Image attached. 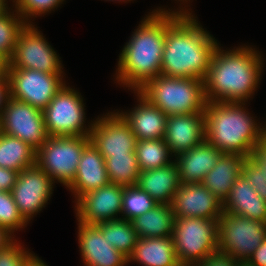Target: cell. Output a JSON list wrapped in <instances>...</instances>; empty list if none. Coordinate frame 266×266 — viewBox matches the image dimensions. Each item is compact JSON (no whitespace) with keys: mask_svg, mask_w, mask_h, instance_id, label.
<instances>
[{"mask_svg":"<svg viewBox=\"0 0 266 266\" xmlns=\"http://www.w3.org/2000/svg\"><path fill=\"white\" fill-rule=\"evenodd\" d=\"M13 238L15 237H12L2 227H0V249L7 245Z\"/></svg>","mask_w":266,"mask_h":266,"instance_id":"cell-41","label":"cell"},{"mask_svg":"<svg viewBox=\"0 0 266 266\" xmlns=\"http://www.w3.org/2000/svg\"><path fill=\"white\" fill-rule=\"evenodd\" d=\"M7 0H0V13L7 10V9H10L8 8V5L7 3H5Z\"/></svg>","mask_w":266,"mask_h":266,"instance_id":"cell-45","label":"cell"},{"mask_svg":"<svg viewBox=\"0 0 266 266\" xmlns=\"http://www.w3.org/2000/svg\"><path fill=\"white\" fill-rule=\"evenodd\" d=\"M242 173L258 195L266 201V137L252 148L250 157L244 160Z\"/></svg>","mask_w":266,"mask_h":266,"instance_id":"cell-29","label":"cell"},{"mask_svg":"<svg viewBox=\"0 0 266 266\" xmlns=\"http://www.w3.org/2000/svg\"><path fill=\"white\" fill-rule=\"evenodd\" d=\"M172 239L179 263L196 266L218 251V221L198 217L175 218Z\"/></svg>","mask_w":266,"mask_h":266,"instance_id":"cell-6","label":"cell"},{"mask_svg":"<svg viewBox=\"0 0 266 266\" xmlns=\"http://www.w3.org/2000/svg\"><path fill=\"white\" fill-rule=\"evenodd\" d=\"M90 143L89 136H49L36 151V165L55 183L68 188L77 172L84 148Z\"/></svg>","mask_w":266,"mask_h":266,"instance_id":"cell-7","label":"cell"},{"mask_svg":"<svg viewBox=\"0 0 266 266\" xmlns=\"http://www.w3.org/2000/svg\"><path fill=\"white\" fill-rule=\"evenodd\" d=\"M236 266H255V265L249 262L248 260H237Z\"/></svg>","mask_w":266,"mask_h":266,"instance_id":"cell-44","label":"cell"},{"mask_svg":"<svg viewBox=\"0 0 266 266\" xmlns=\"http://www.w3.org/2000/svg\"><path fill=\"white\" fill-rule=\"evenodd\" d=\"M110 1H114V0H110ZM115 1H119V2H120V1L122 2V1H123V2H126V1H130V0H115ZM131 1H132V0H131Z\"/></svg>","mask_w":266,"mask_h":266,"instance_id":"cell-46","label":"cell"},{"mask_svg":"<svg viewBox=\"0 0 266 266\" xmlns=\"http://www.w3.org/2000/svg\"><path fill=\"white\" fill-rule=\"evenodd\" d=\"M32 255L13 238L0 249V266H23Z\"/></svg>","mask_w":266,"mask_h":266,"instance_id":"cell-36","label":"cell"},{"mask_svg":"<svg viewBox=\"0 0 266 266\" xmlns=\"http://www.w3.org/2000/svg\"><path fill=\"white\" fill-rule=\"evenodd\" d=\"M84 106L81 94L65 85L42 111L48 136H89Z\"/></svg>","mask_w":266,"mask_h":266,"instance_id":"cell-9","label":"cell"},{"mask_svg":"<svg viewBox=\"0 0 266 266\" xmlns=\"http://www.w3.org/2000/svg\"><path fill=\"white\" fill-rule=\"evenodd\" d=\"M264 127H265V129H264V136L266 137V125Z\"/></svg>","mask_w":266,"mask_h":266,"instance_id":"cell-47","label":"cell"},{"mask_svg":"<svg viewBox=\"0 0 266 266\" xmlns=\"http://www.w3.org/2000/svg\"><path fill=\"white\" fill-rule=\"evenodd\" d=\"M248 261L255 266H266V239L251 254Z\"/></svg>","mask_w":266,"mask_h":266,"instance_id":"cell-40","label":"cell"},{"mask_svg":"<svg viewBox=\"0 0 266 266\" xmlns=\"http://www.w3.org/2000/svg\"><path fill=\"white\" fill-rule=\"evenodd\" d=\"M108 183L105 159L90 142L82 152L75 179L68 189L77 201L82 195Z\"/></svg>","mask_w":266,"mask_h":266,"instance_id":"cell-21","label":"cell"},{"mask_svg":"<svg viewBox=\"0 0 266 266\" xmlns=\"http://www.w3.org/2000/svg\"><path fill=\"white\" fill-rule=\"evenodd\" d=\"M64 73H43L33 69L8 68L10 97L44 110L66 85Z\"/></svg>","mask_w":266,"mask_h":266,"instance_id":"cell-10","label":"cell"},{"mask_svg":"<svg viewBox=\"0 0 266 266\" xmlns=\"http://www.w3.org/2000/svg\"><path fill=\"white\" fill-rule=\"evenodd\" d=\"M138 92L166 115L204 112L207 99L204 80L160 74Z\"/></svg>","mask_w":266,"mask_h":266,"instance_id":"cell-5","label":"cell"},{"mask_svg":"<svg viewBox=\"0 0 266 266\" xmlns=\"http://www.w3.org/2000/svg\"><path fill=\"white\" fill-rule=\"evenodd\" d=\"M236 264L237 260L233 256L217 251L205 257L196 266H236Z\"/></svg>","mask_w":266,"mask_h":266,"instance_id":"cell-37","label":"cell"},{"mask_svg":"<svg viewBox=\"0 0 266 266\" xmlns=\"http://www.w3.org/2000/svg\"><path fill=\"white\" fill-rule=\"evenodd\" d=\"M164 141L176 157L205 139V112L170 115Z\"/></svg>","mask_w":266,"mask_h":266,"instance_id":"cell-18","label":"cell"},{"mask_svg":"<svg viewBox=\"0 0 266 266\" xmlns=\"http://www.w3.org/2000/svg\"><path fill=\"white\" fill-rule=\"evenodd\" d=\"M52 179L36 164L19 172L10 191L19 213L29 222L42 210L53 193Z\"/></svg>","mask_w":266,"mask_h":266,"instance_id":"cell-14","label":"cell"},{"mask_svg":"<svg viewBox=\"0 0 266 266\" xmlns=\"http://www.w3.org/2000/svg\"><path fill=\"white\" fill-rule=\"evenodd\" d=\"M9 60L0 53V76L7 75Z\"/></svg>","mask_w":266,"mask_h":266,"instance_id":"cell-43","label":"cell"},{"mask_svg":"<svg viewBox=\"0 0 266 266\" xmlns=\"http://www.w3.org/2000/svg\"><path fill=\"white\" fill-rule=\"evenodd\" d=\"M0 132L19 138L36 151L49 137L42 110L12 97L0 117Z\"/></svg>","mask_w":266,"mask_h":266,"instance_id":"cell-12","label":"cell"},{"mask_svg":"<svg viewBox=\"0 0 266 266\" xmlns=\"http://www.w3.org/2000/svg\"><path fill=\"white\" fill-rule=\"evenodd\" d=\"M144 266H180L172 237L138 238L128 262Z\"/></svg>","mask_w":266,"mask_h":266,"instance_id":"cell-25","label":"cell"},{"mask_svg":"<svg viewBox=\"0 0 266 266\" xmlns=\"http://www.w3.org/2000/svg\"><path fill=\"white\" fill-rule=\"evenodd\" d=\"M175 218L198 217L219 220L223 202L202 183L181 184L171 200Z\"/></svg>","mask_w":266,"mask_h":266,"instance_id":"cell-16","label":"cell"},{"mask_svg":"<svg viewBox=\"0 0 266 266\" xmlns=\"http://www.w3.org/2000/svg\"><path fill=\"white\" fill-rule=\"evenodd\" d=\"M135 153L141 171L164 167L173 162L168 159L172 152L164 139L137 140Z\"/></svg>","mask_w":266,"mask_h":266,"instance_id":"cell-30","label":"cell"},{"mask_svg":"<svg viewBox=\"0 0 266 266\" xmlns=\"http://www.w3.org/2000/svg\"><path fill=\"white\" fill-rule=\"evenodd\" d=\"M165 9H156L142 19L118 60V84L140 90L161 74L165 44Z\"/></svg>","mask_w":266,"mask_h":266,"instance_id":"cell-3","label":"cell"},{"mask_svg":"<svg viewBox=\"0 0 266 266\" xmlns=\"http://www.w3.org/2000/svg\"><path fill=\"white\" fill-rule=\"evenodd\" d=\"M136 185L158 204H170L181 185L178 166L174 161L164 167L141 171Z\"/></svg>","mask_w":266,"mask_h":266,"instance_id":"cell-23","label":"cell"},{"mask_svg":"<svg viewBox=\"0 0 266 266\" xmlns=\"http://www.w3.org/2000/svg\"><path fill=\"white\" fill-rule=\"evenodd\" d=\"M137 99L140 102L129 112H117L130 126L137 140L163 139L167 126V118L162 110L151 104L138 91Z\"/></svg>","mask_w":266,"mask_h":266,"instance_id":"cell-19","label":"cell"},{"mask_svg":"<svg viewBox=\"0 0 266 266\" xmlns=\"http://www.w3.org/2000/svg\"><path fill=\"white\" fill-rule=\"evenodd\" d=\"M27 24L16 10L11 12L7 9L0 13V53L8 60L13 55L19 34Z\"/></svg>","mask_w":266,"mask_h":266,"instance_id":"cell-32","label":"cell"},{"mask_svg":"<svg viewBox=\"0 0 266 266\" xmlns=\"http://www.w3.org/2000/svg\"><path fill=\"white\" fill-rule=\"evenodd\" d=\"M245 159L244 155L223 153L214 168L205 175L202 184L224 202L232 185L242 174Z\"/></svg>","mask_w":266,"mask_h":266,"instance_id":"cell-24","label":"cell"},{"mask_svg":"<svg viewBox=\"0 0 266 266\" xmlns=\"http://www.w3.org/2000/svg\"><path fill=\"white\" fill-rule=\"evenodd\" d=\"M122 198L123 186L111 182L82 195L75 201L78 222L96 225L118 219L117 214H120L122 210Z\"/></svg>","mask_w":266,"mask_h":266,"instance_id":"cell-15","label":"cell"},{"mask_svg":"<svg viewBox=\"0 0 266 266\" xmlns=\"http://www.w3.org/2000/svg\"><path fill=\"white\" fill-rule=\"evenodd\" d=\"M217 40L198 24L184 7L165 11V44L161 74L176 78L204 80Z\"/></svg>","mask_w":266,"mask_h":266,"instance_id":"cell-1","label":"cell"},{"mask_svg":"<svg viewBox=\"0 0 266 266\" xmlns=\"http://www.w3.org/2000/svg\"><path fill=\"white\" fill-rule=\"evenodd\" d=\"M45 39L32 23L27 24L19 34L8 68L63 73L59 55Z\"/></svg>","mask_w":266,"mask_h":266,"instance_id":"cell-11","label":"cell"},{"mask_svg":"<svg viewBox=\"0 0 266 266\" xmlns=\"http://www.w3.org/2000/svg\"><path fill=\"white\" fill-rule=\"evenodd\" d=\"M108 180L122 186L136 185L139 169L136 153L111 155L105 159Z\"/></svg>","mask_w":266,"mask_h":266,"instance_id":"cell-31","label":"cell"},{"mask_svg":"<svg viewBox=\"0 0 266 266\" xmlns=\"http://www.w3.org/2000/svg\"><path fill=\"white\" fill-rule=\"evenodd\" d=\"M36 164V150L17 137L0 132V167L21 172Z\"/></svg>","mask_w":266,"mask_h":266,"instance_id":"cell-27","label":"cell"},{"mask_svg":"<svg viewBox=\"0 0 266 266\" xmlns=\"http://www.w3.org/2000/svg\"><path fill=\"white\" fill-rule=\"evenodd\" d=\"M18 174V171L0 167V190L10 192L17 181Z\"/></svg>","mask_w":266,"mask_h":266,"instance_id":"cell-38","label":"cell"},{"mask_svg":"<svg viewBox=\"0 0 266 266\" xmlns=\"http://www.w3.org/2000/svg\"><path fill=\"white\" fill-rule=\"evenodd\" d=\"M175 215L170 204H157L131 220L139 238L172 237Z\"/></svg>","mask_w":266,"mask_h":266,"instance_id":"cell-26","label":"cell"},{"mask_svg":"<svg viewBox=\"0 0 266 266\" xmlns=\"http://www.w3.org/2000/svg\"><path fill=\"white\" fill-rule=\"evenodd\" d=\"M27 224L28 222L19 213L11 192L0 190V227L13 237L14 230L22 229Z\"/></svg>","mask_w":266,"mask_h":266,"instance_id":"cell-34","label":"cell"},{"mask_svg":"<svg viewBox=\"0 0 266 266\" xmlns=\"http://www.w3.org/2000/svg\"><path fill=\"white\" fill-rule=\"evenodd\" d=\"M95 226L116 250L127 257L132 254L139 237L131 221L119 217L98 223Z\"/></svg>","mask_w":266,"mask_h":266,"instance_id":"cell-28","label":"cell"},{"mask_svg":"<svg viewBox=\"0 0 266 266\" xmlns=\"http://www.w3.org/2000/svg\"><path fill=\"white\" fill-rule=\"evenodd\" d=\"M158 203L137 185L123 186L122 210L123 219L131 221L147 211L151 210ZM125 214V215H124Z\"/></svg>","mask_w":266,"mask_h":266,"instance_id":"cell-33","label":"cell"},{"mask_svg":"<svg viewBox=\"0 0 266 266\" xmlns=\"http://www.w3.org/2000/svg\"><path fill=\"white\" fill-rule=\"evenodd\" d=\"M10 98L9 79L7 75L0 76V117Z\"/></svg>","mask_w":266,"mask_h":266,"instance_id":"cell-39","label":"cell"},{"mask_svg":"<svg viewBox=\"0 0 266 266\" xmlns=\"http://www.w3.org/2000/svg\"><path fill=\"white\" fill-rule=\"evenodd\" d=\"M245 103L210 102L205 107V139L222 153L250 157L254 145L264 137L244 107Z\"/></svg>","mask_w":266,"mask_h":266,"instance_id":"cell-4","label":"cell"},{"mask_svg":"<svg viewBox=\"0 0 266 266\" xmlns=\"http://www.w3.org/2000/svg\"><path fill=\"white\" fill-rule=\"evenodd\" d=\"M223 211L266 223V201L249 185L242 173L223 202Z\"/></svg>","mask_w":266,"mask_h":266,"instance_id":"cell-22","label":"cell"},{"mask_svg":"<svg viewBox=\"0 0 266 266\" xmlns=\"http://www.w3.org/2000/svg\"><path fill=\"white\" fill-rule=\"evenodd\" d=\"M219 47L214 51L204 78L206 99L210 102L245 103L261 80L262 56L249 46L230 51Z\"/></svg>","mask_w":266,"mask_h":266,"instance_id":"cell-2","label":"cell"},{"mask_svg":"<svg viewBox=\"0 0 266 266\" xmlns=\"http://www.w3.org/2000/svg\"><path fill=\"white\" fill-rule=\"evenodd\" d=\"M223 153L206 139L175 158L181 184L202 183L205 175L214 168Z\"/></svg>","mask_w":266,"mask_h":266,"instance_id":"cell-20","label":"cell"},{"mask_svg":"<svg viewBox=\"0 0 266 266\" xmlns=\"http://www.w3.org/2000/svg\"><path fill=\"white\" fill-rule=\"evenodd\" d=\"M23 266H48L38 256L34 254L26 261Z\"/></svg>","mask_w":266,"mask_h":266,"instance_id":"cell-42","label":"cell"},{"mask_svg":"<svg viewBox=\"0 0 266 266\" xmlns=\"http://www.w3.org/2000/svg\"><path fill=\"white\" fill-rule=\"evenodd\" d=\"M78 241L85 266H126L128 257L116 250L95 225L78 223Z\"/></svg>","mask_w":266,"mask_h":266,"instance_id":"cell-17","label":"cell"},{"mask_svg":"<svg viewBox=\"0 0 266 266\" xmlns=\"http://www.w3.org/2000/svg\"><path fill=\"white\" fill-rule=\"evenodd\" d=\"M64 0H13V7L22 16V18L31 24L32 17L42 15L50 12L53 9H57ZM29 20V21H28Z\"/></svg>","mask_w":266,"mask_h":266,"instance_id":"cell-35","label":"cell"},{"mask_svg":"<svg viewBox=\"0 0 266 266\" xmlns=\"http://www.w3.org/2000/svg\"><path fill=\"white\" fill-rule=\"evenodd\" d=\"M266 239V223L222 212L218 220V251L248 260Z\"/></svg>","mask_w":266,"mask_h":266,"instance_id":"cell-8","label":"cell"},{"mask_svg":"<svg viewBox=\"0 0 266 266\" xmlns=\"http://www.w3.org/2000/svg\"><path fill=\"white\" fill-rule=\"evenodd\" d=\"M89 137L104 159L111 155L133 154L136 149V136L117 112L98 117L92 123Z\"/></svg>","mask_w":266,"mask_h":266,"instance_id":"cell-13","label":"cell"}]
</instances>
